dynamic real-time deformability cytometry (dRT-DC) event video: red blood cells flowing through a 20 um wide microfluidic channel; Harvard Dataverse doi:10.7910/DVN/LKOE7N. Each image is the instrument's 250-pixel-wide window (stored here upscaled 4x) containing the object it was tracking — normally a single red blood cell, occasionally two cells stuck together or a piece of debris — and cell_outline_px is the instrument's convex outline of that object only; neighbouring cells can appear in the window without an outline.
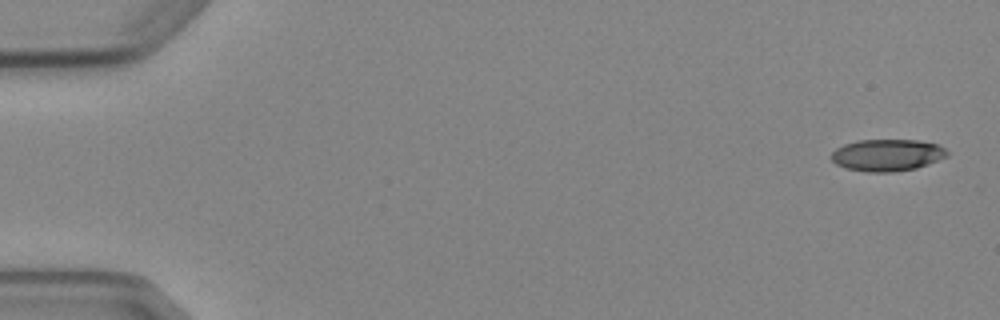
{"species": "Egyptian fruit bat (a non-hibernating species)", "species_latin": "Rousettus aegyptiacus", "temperature_condition": "cold", "stored_images_in_passage": 5, "camera_frame_rate_fps": 3000, "um_per_image_px": 0.085, "animal": {"sex": "female"}, "frame": {"image": 1, "passage_image": 1, "time_ms": 0.0, "image_size_px": [1000, 320], "cell_outline_px": [[948, 156], [928, 164], [916, 168], [892, 172], [868, 172], [848, 168], [836, 164], [832, 160], [832, 152], [836, 148], [844, 144], [856, 140], [916, 140], [940, 144], [948, 152]], "centroid_in_image_um": [75.43, 13.17], "position_along_channel_um": 9.6, "area_um2": 21.5}}
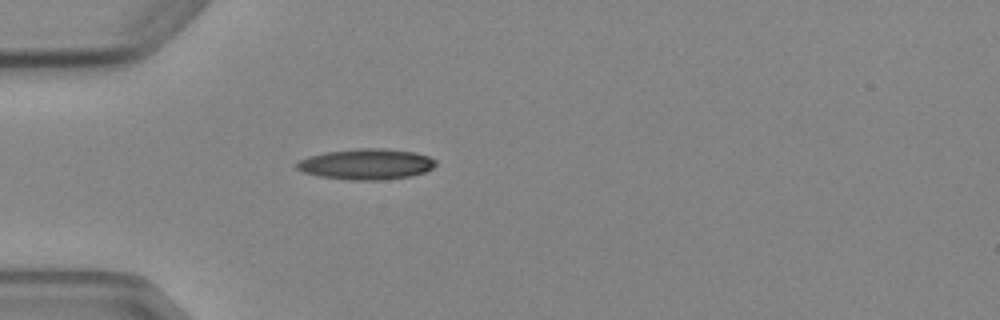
{"frame": {"image": 2, "passage_image": 5, "time_ms": 4.667, "image_size_px": [1000, 320], "cell_outline_px": [[436, 164], [432, 168], [424, 172], [412, 176], [384, 180], [348, 180], [320, 176], [304, 172], [296, 168], [296, 164], [300, 160], [308, 156], [324, 152], [360, 148], [384, 148], [412, 152], [428, 156], [436, 160]], "centroid_in_image_um": [31.14, 13.95], "position_along_channel_um": 53.9, "area_um2": 24.91}}